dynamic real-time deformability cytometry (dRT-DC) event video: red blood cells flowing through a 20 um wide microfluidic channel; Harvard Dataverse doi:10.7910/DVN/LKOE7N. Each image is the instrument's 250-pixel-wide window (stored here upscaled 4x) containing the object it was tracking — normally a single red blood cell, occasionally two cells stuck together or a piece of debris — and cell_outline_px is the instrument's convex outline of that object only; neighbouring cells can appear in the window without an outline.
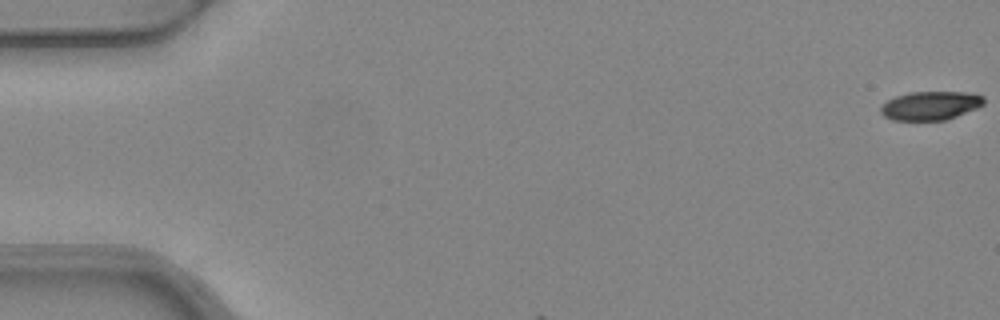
{"species": "common noctule bat (a hibernating species)", "species_latin": "Nyctalus noctula", "temperature_condition": "warm", "stored_images_in_passage": 3, "camera_frame_rate_fps": 3000, "um_per_image_px": 0.085, "animal": {"sex": "female", "body_mass_g": 24.6, "forearm_length_mm": 56.2}, "frame": {"image": 1, "passage_image": 1, "time_ms": 0.0, "image_size_px": [1000, 320], "cell_outline_px": [[984, 104], [976, 108], [956, 116], [944, 120], [892, 120], [884, 116], [880, 112], [880, 108], [888, 100], [896, 96], [908, 92], [964, 92], [984, 96]], "centroid_in_image_um": [79.07, 8.97], "position_along_channel_um": 5.9, "area_um2": 17.11}}